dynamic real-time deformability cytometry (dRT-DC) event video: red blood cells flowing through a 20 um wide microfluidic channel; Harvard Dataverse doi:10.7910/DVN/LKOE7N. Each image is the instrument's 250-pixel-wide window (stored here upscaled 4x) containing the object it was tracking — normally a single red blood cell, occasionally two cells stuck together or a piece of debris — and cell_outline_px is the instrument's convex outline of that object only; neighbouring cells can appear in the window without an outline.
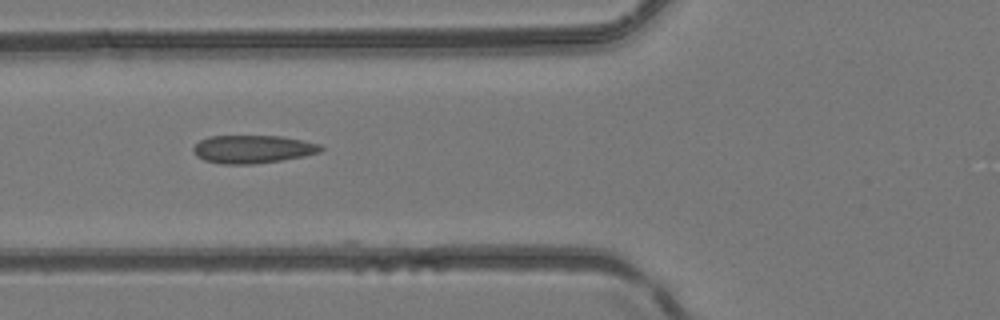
{"species": "common noctule bat (a hibernating species)", "species_latin": "Nyctalus noctula", "temperature_condition": "room temperature", "stored_images_in_passage": 2, "camera_frame_rate_fps": 3000, "um_per_image_px": 0.085, "animal": {"sex": "female", "body_mass_g": 24.6, "forearm_length_mm": 56.2}, "frame": {"image": 1, "passage_image": 2, "time_ms": 0.333, "image_size_px": [1000, 320], "cell_outline_px": [[324, 148], [320, 152], [304, 156], [256, 164], [224, 164], [204, 160], [196, 156], [192, 148], [200, 140], [208, 136], [280, 136], [320, 144]], "centroid_in_image_um": [21.46, 12.68], "position_along_channel_um": 104.3, "area_um2": 20.75}}